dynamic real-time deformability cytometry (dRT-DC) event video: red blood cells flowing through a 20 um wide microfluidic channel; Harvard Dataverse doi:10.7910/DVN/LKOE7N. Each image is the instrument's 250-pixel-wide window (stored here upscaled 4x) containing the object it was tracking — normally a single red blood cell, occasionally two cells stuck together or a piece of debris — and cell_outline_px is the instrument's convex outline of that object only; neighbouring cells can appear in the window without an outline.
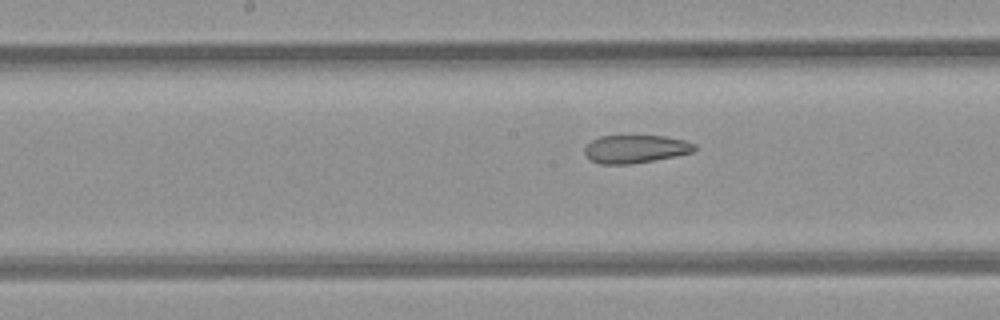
{"species": "common noctule bat (a hibernating species)", "species_latin": "Nyctalus noctula", "temperature_condition": "room temperature", "stored_images_in_passage": 6, "camera_frame_rate_fps": 3000, "um_per_image_px": 0.085, "animal": {"sex": "female", "body_mass_g": 21.9}, "frame": {"image": 1, "passage_image": 6, "time_ms": 6.0, "image_size_px": [1000, 320], "cell_outline_px": [[696, 148], [692, 152], [676, 156], [628, 164], [600, 164], [592, 160], [584, 152], [584, 148], [592, 140], [600, 136], [664, 136], [684, 140], [696, 144]], "centroid_in_image_um": [54.02, 12.66], "position_along_channel_um": 194.2, "area_um2": 17.74}}